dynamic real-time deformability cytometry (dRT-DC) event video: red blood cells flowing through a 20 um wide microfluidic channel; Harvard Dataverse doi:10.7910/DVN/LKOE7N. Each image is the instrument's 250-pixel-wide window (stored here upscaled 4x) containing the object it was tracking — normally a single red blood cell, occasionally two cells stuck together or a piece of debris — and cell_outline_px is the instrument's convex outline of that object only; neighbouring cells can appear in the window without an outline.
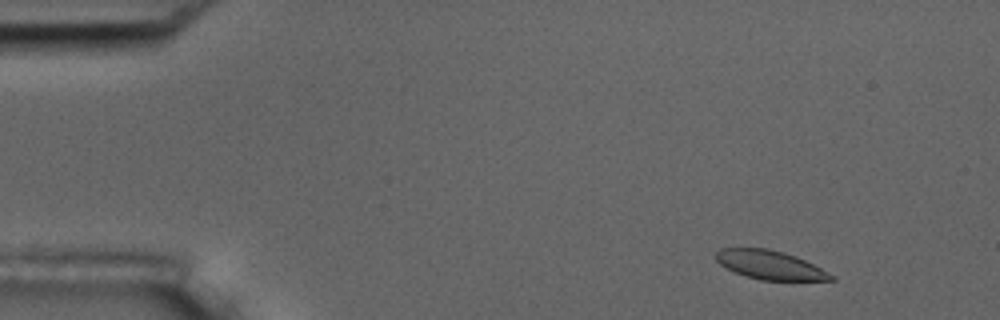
{"species": "common noctule bat (a hibernating species)", "species_latin": "Nyctalus noctula", "temperature_condition": "room temperature", "stored_images_in_passage": 5, "camera_frame_rate_fps": 3000, "um_per_image_px": 0.085, "animal": {"sex": "male", "body_mass_g": 17.5, "forearm_length_mm": 52.3}, "frame": {"image": 1, "passage_image": 1, "time_ms": 0.0, "image_size_px": [1000, 320], "cell_outline_px": [[836, 280], [760, 280], [744, 276], [720, 264], [712, 256], [720, 248], [768, 248], [784, 252], [796, 256], [836, 276]], "centroid_in_image_um": [65.42, 22.51], "position_along_channel_um": 19.6, "area_um2": 19.36}}
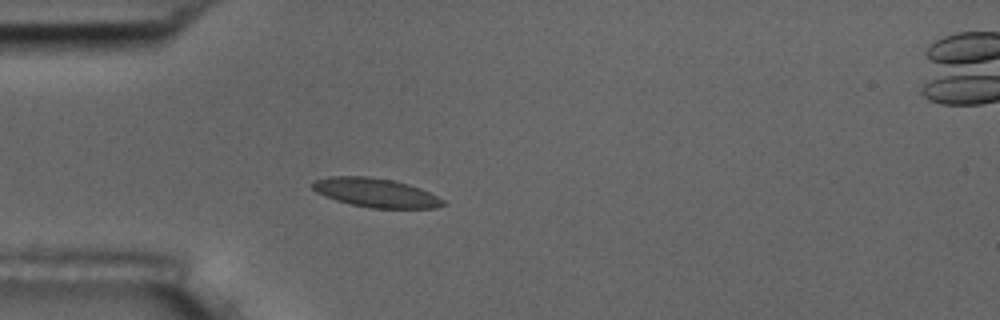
{"frame": {"image": 2, "passage_image": 4, "time_ms": 1.0, "image_size_px": [1000, 320], "cell_outline_px": [[444, 204], [436, 208], [368, 208], [336, 200], [324, 196], [316, 192], [312, 188], [312, 184], [316, 180], [328, 176], [368, 176], [392, 180], [408, 184], [420, 188], [444, 200]], "centroid_in_image_um": [31.91, 16.38], "position_along_channel_um": 53.1, "area_um2": 21.91}}